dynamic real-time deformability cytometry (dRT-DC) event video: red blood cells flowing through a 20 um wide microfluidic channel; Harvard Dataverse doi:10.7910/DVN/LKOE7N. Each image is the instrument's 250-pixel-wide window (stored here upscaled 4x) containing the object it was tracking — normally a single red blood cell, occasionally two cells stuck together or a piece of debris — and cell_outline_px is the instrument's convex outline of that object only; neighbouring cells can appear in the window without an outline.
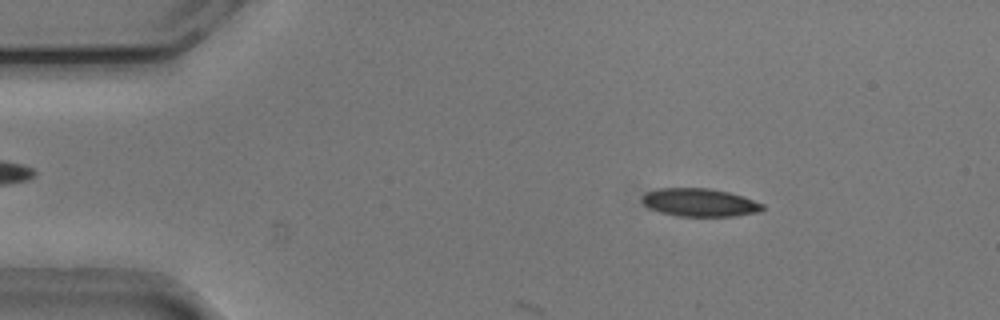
{"species": "common noctule bat (a hibernating species)", "species_latin": "Nyctalus noctula", "temperature_condition": "cold", "stored_images_in_passage": 13, "camera_frame_rate_fps": 3000, "um_per_image_px": 0.085, "animal": {"sex": "male", "body_mass_g": 20.5, "forearm_length_mm": 52.5}, "frame": {"image": 1, "passage_image": 7, "time_ms": 2.0, "image_size_px": [1000, 320], "cell_outline_px": [[764, 208], [760, 212], [736, 216], [676, 216], [660, 212], [648, 208], [640, 200], [640, 196], [644, 192], [656, 188], [708, 188], [728, 192], [744, 196], [764, 204]], "centroid_in_image_um": [59.43, 17.21], "position_along_channel_um": 25.6, "area_um2": 20.06}}